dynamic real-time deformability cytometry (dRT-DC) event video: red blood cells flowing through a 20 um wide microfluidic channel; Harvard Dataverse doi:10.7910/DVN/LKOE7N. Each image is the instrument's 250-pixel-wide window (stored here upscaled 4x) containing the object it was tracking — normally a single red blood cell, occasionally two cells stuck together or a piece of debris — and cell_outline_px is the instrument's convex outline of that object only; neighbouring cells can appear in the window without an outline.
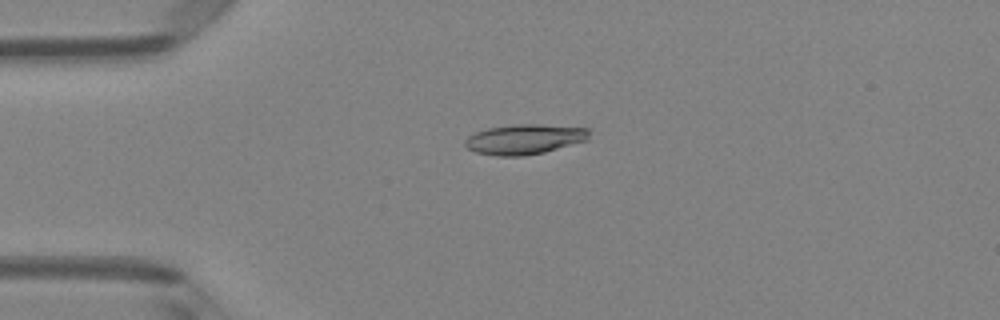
{"species": "Egyptian fruit bat (a non-hibernating species)", "species_latin": "Rousettus aegyptiacus", "temperature_condition": "room temperature", "stored_images_in_passage": 2, "camera_frame_rate_fps": 3000, "um_per_image_px": 0.085, "animal": {"sex": "female"}, "frame": {"image": 1, "passage_image": 1, "time_ms": 0.0, "image_size_px": [1000, 320], "cell_outline_px": [[588, 140], [544, 152], [524, 156], [496, 156], [476, 152], [468, 148], [464, 144], [464, 140], [468, 136], [476, 132], [488, 128], [516, 124], [540, 124], [588, 128]], "centroid_in_image_um": [44.56, 11.84], "position_along_channel_um": 40.4, "area_um2": 21.68}}